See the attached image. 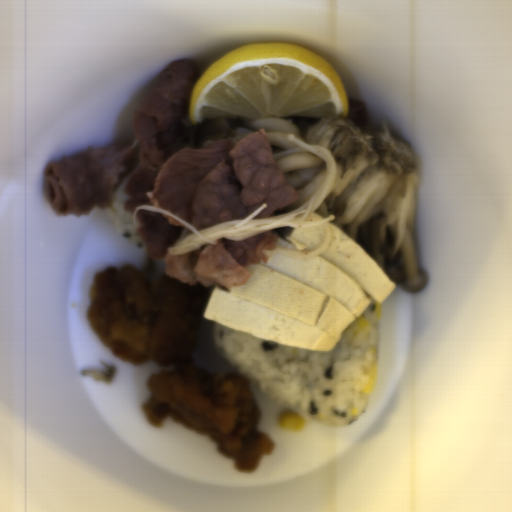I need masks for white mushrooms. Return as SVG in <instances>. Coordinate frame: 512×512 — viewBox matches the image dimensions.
<instances>
[{
  "mask_svg": "<svg viewBox=\"0 0 512 512\" xmlns=\"http://www.w3.org/2000/svg\"><path fill=\"white\" fill-rule=\"evenodd\" d=\"M379 131L361 129L347 117L217 119L191 124L195 149L221 140L264 130L271 152L298 199L267 218L286 215L308 202L327 177V163L315 154L275 155L296 147L324 146L336 164L334 182L313 211L329 222L388 276L408 292L427 283L417 262L414 228L418 180L416 160L408 143L381 117Z\"/></svg>",
  "mask_w": 512,
  "mask_h": 512,
  "instance_id": "white-mushrooms-1",
  "label": "white mushrooms"
}]
</instances>
